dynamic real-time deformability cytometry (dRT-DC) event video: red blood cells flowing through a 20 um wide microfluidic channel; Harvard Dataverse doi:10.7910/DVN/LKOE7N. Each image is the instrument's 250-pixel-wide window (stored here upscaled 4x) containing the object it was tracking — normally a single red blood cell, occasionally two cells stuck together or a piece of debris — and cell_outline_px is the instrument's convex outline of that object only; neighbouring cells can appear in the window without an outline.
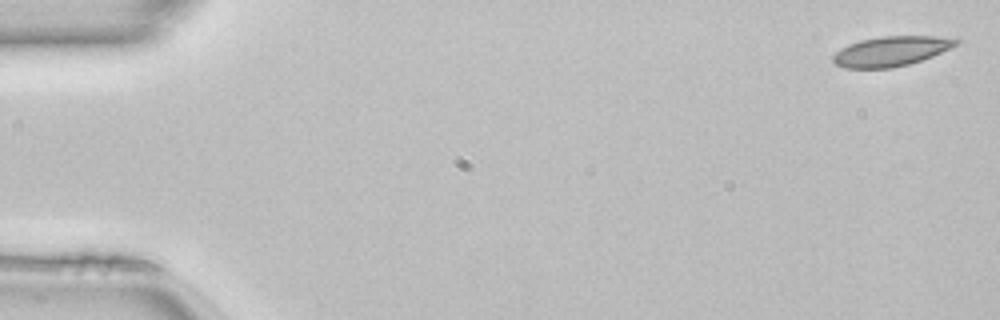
{"species": "common noctule bat (a hibernating species)", "species_latin": "Nyctalus noctula", "temperature_condition": "room temperature", "stored_images_in_passage": 49, "camera_frame_rate_fps": 3000, "um_per_image_px": 0.085, "animal": {"sex": "female", "body_mass_g": 22.7, "forearm_length_mm": 54.2}, "frame": {"image": 1, "passage_image": 1, "time_ms": 0.0, "image_size_px": [1000, 320], "cell_outline_px": [[960, 44], [932, 56], [908, 64], [892, 68], [844, 68], [836, 64], [832, 60], [832, 56], [840, 48], [848, 44], [860, 40], [880, 36], [960, 36]], "centroid_in_image_um": [75.8, 4.33], "position_along_channel_um": 9.2, "area_um2": 21.73}}
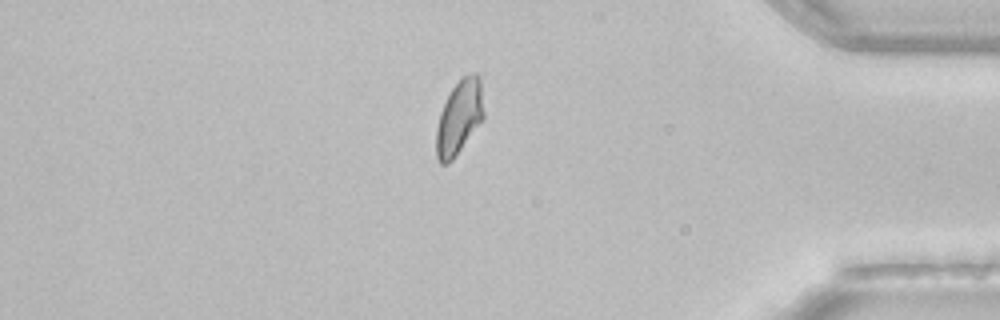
{"frame": {"image": 2, "passage_image": 42, "time_ms": 13.667, "image_size_px": [1000, 320], "cell_outline_px": [[484, 116], [452, 160], [448, 164], [440, 164], [436, 156], [436, 128], [440, 112], [452, 88], [464, 76], [472, 72], [476, 72], [480, 80], [484, 112]], "centroid_in_image_um": [39.01, 9.97], "position_along_channel_um": 396.2, "area_um2": 20.11}}
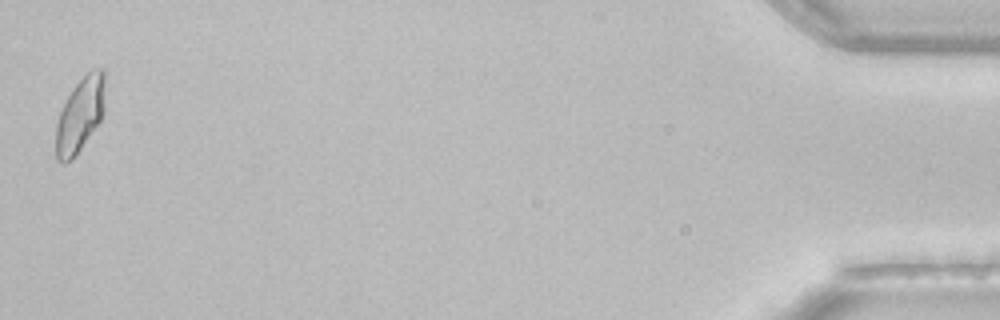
{"frame": {"image": 3, "passage_image": 49, "time_ms": 16.0, "image_size_px": [1000, 320], "cell_outline_px": [[104, 112], [100, 120], [76, 156], [72, 160], [64, 164], [56, 160], [56, 124], [60, 112], [72, 88], [88, 72], [100, 68], [104, 68]], "centroid_in_image_um": [6.8, 9.8], "position_along_channel_um": 428.4, "area_um2": 21.21}, "authors_computed_cell_mechanics": {"area_um2": 21.1548, "velocity_mm_per_s": 4.1166, "shape_relaxation_time_tau1_ms": null, "shape_relaxation_time_tau2_ms": 1.8019, "deformation_change_tau1": null, "deformation_change_tau2": 0.0597}}